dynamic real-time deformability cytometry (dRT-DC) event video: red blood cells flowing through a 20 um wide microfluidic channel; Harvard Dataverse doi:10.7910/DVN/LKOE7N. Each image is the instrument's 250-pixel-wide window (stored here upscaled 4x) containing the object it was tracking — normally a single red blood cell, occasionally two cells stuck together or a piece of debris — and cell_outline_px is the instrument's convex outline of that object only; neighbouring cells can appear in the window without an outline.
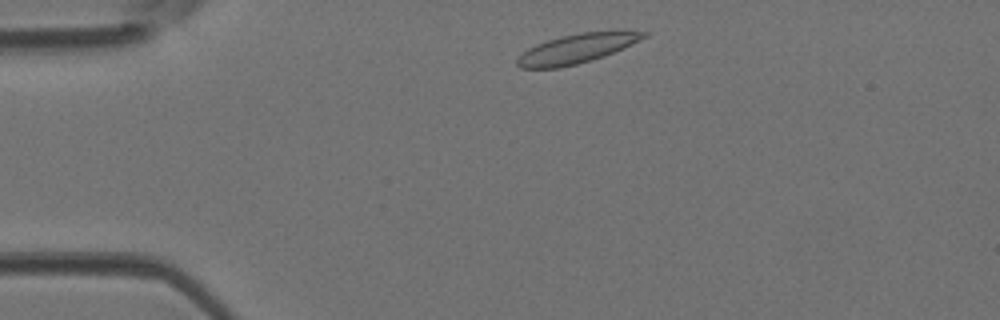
{"species": "Egyptian fruit bat (a non-hibernating species)", "species_latin": "Rousettus aegyptiacus", "temperature_condition": "room temperature", "stored_images_in_passage": 38, "camera_frame_rate_fps": 3000, "um_per_image_px": 0.085, "animal": {"sex": "female"}, "frame": {"image": 1, "passage_image": 2, "time_ms": 0.333, "image_size_px": [1000, 320], "cell_outline_px": [[648, 36], [640, 40], [604, 56], [576, 64], [560, 68], [520, 68], [516, 64], [516, 60], [528, 48], [536, 44], [548, 40], [580, 32], [648, 32]], "centroid_in_image_um": [48.96, 4.15], "position_along_channel_um": 36.0, "area_um2": 20.98}}
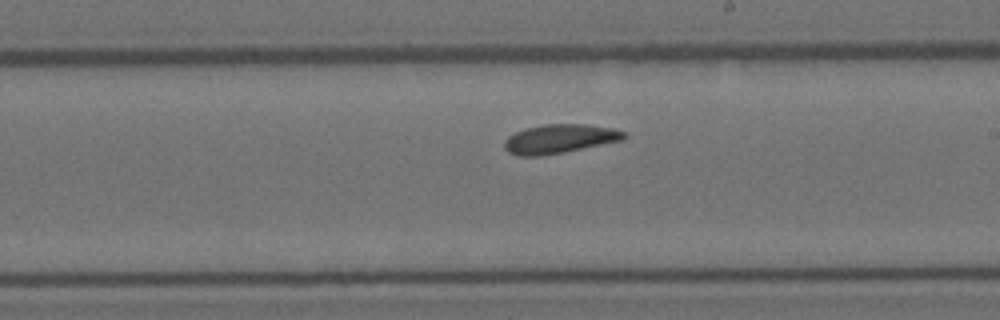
{"frame": {"image": 2, "passage_image": 19, "time_ms": 6.0, "image_size_px": [1000, 320], "cell_outline_px": [[628, 136], [624, 140], [564, 152], [540, 156], [520, 156], [508, 152], [504, 148], [504, 140], [508, 136], [516, 132], [528, 128], [544, 124], [584, 124], [612, 128], [624, 132]], "centroid_in_image_um": [47.57, 11.8], "position_along_channel_um": 241.4, "area_um2": 20.17}}
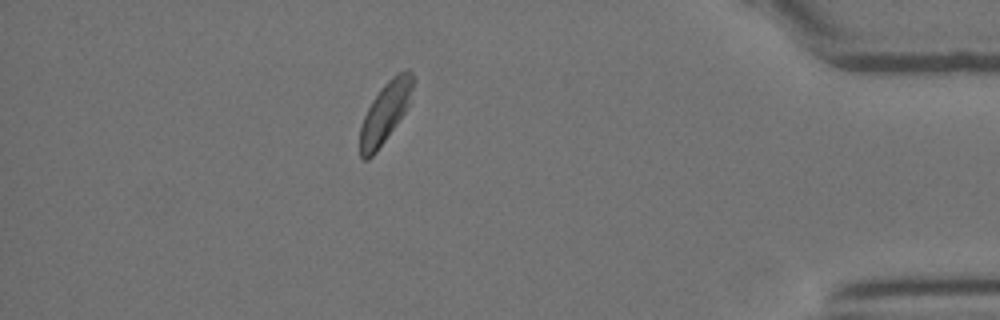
{"frame": {"image": 3, "passage_image": 33, "time_ms": 10.667, "image_size_px": [1000, 320], "cell_outline_px": [[416, 76], [408, 104], [404, 112], [396, 124], [376, 152], [368, 160], [364, 160], [360, 156], [360, 128], [364, 116], [372, 100], [380, 88], [396, 72], [408, 68]], "centroid_in_image_um": [32.75, 9.5], "position_along_channel_um": 402.4, "area_um2": 18.61}}